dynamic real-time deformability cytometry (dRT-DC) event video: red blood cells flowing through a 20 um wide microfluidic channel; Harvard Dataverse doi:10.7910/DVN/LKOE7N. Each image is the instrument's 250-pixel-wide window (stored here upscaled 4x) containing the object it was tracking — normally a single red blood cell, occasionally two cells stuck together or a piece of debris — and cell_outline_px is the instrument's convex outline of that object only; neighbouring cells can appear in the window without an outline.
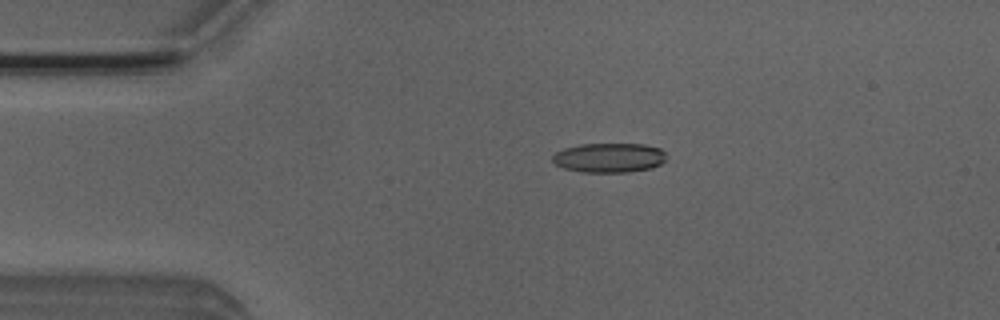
{"species": "Egyptian fruit bat (a non-hibernating species)", "species_latin": "Rousettus aegyptiacus", "temperature_condition": "room temperature", "stored_images_in_passage": 52, "camera_frame_rate_fps": 3000, "um_per_image_px": 0.085, "animal": {"sex": "male"}, "frame": {"image": 1, "passage_image": 11, "time_ms": 3.333, "image_size_px": [1000, 320], "cell_outline_px": [[664, 160], [660, 164], [652, 168], [628, 172], [584, 172], [564, 168], [556, 164], [552, 160], [552, 156], [556, 152], [564, 148], [580, 144], [644, 144], [660, 148], [664, 152]], "centroid_in_image_um": [51.77, 13.4], "position_along_channel_um": 33.2, "area_um2": 19.48}}
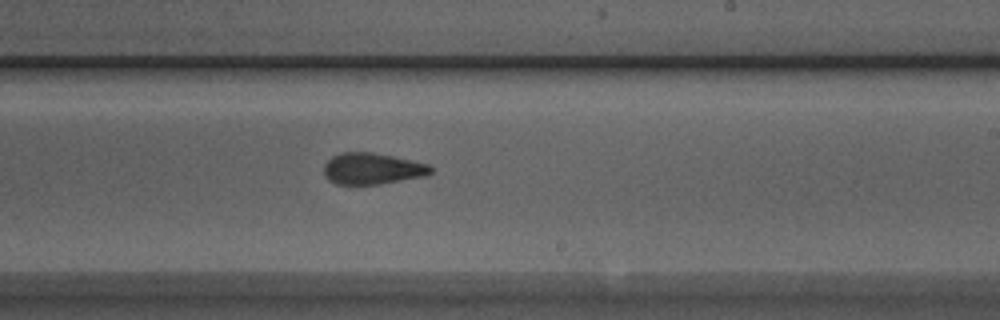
{"frame": {"image": 2, "passage_image": 31, "time_ms": 10.0, "image_size_px": [1000, 320], "cell_outline_px": [[432, 172], [428, 176], [380, 184], [336, 184], [328, 180], [324, 176], [324, 164], [332, 156], [340, 152], [372, 152], [392, 156], [428, 164], [432, 168]], "centroid_in_image_um": [31.63, 14.34], "position_along_channel_um": 257.4, "area_um2": 19.65}}
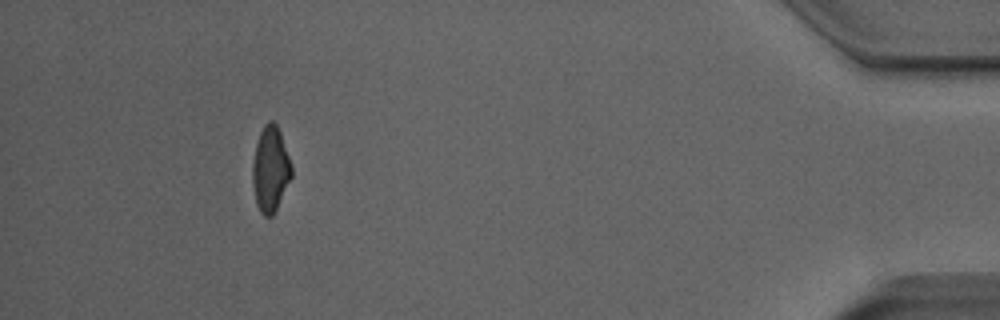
{"frame": {"image": 3, "passage_image": 48, "time_ms": 15.667, "image_size_px": [1000, 320], "cell_outline_px": [[292, 176], [272, 216], [264, 216], [260, 212], [256, 204], [252, 184], [252, 164], [256, 144], [260, 132], [264, 124], [268, 120], [272, 120], [276, 124], [280, 132], [292, 164]], "centroid_in_image_um": [22.97, 14.36], "position_along_channel_um": 412.2, "area_um2": 19.42}, "authors_computed_cell_mechanics": {"area_um2": 20.0277, "velocity_mm_per_s": 3.9383, "shape_relaxation_time_tau1_ms": null, "shape_relaxation_time_tau2_ms": 1.6558, "deformation_change_tau1": null, "deformation_change_tau2": 0.1013}}